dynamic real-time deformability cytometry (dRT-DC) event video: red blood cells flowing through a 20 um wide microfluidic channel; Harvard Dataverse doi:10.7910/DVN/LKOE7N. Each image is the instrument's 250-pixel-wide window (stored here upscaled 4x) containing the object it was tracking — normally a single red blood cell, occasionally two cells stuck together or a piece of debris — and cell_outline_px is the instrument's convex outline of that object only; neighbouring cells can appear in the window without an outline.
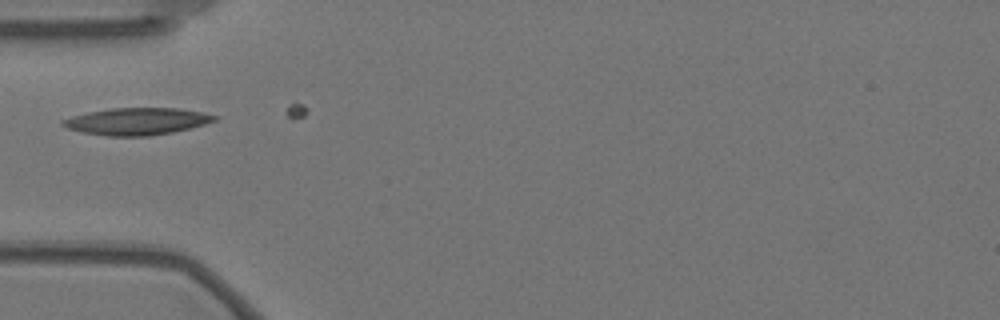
{"species": "Egyptian fruit bat (a non-hibernating species)", "species_latin": "Rousettus aegyptiacus", "temperature_condition": "warm", "stored_images_in_passage": 3, "camera_frame_rate_fps": 3000, "um_per_image_px": 0.085, "animal": {"sex": "female"}, "frame": {"image": 1, "passage_image": 2, "time_ms": 0.333, "image_size_px": [1000, 320], "cell_outline_px": [[220, 116], [216, 120], [204, 124], [172, 132], [148, 136], [108, 136], [84, 132], [68, 128], [60, 124], [60, 120], [72, 116], [88, 112], [112, 108], [180, 108], [204, 112]], "centroid_in_image_um": [11.65, 10.3], "position_along_channel_um": 73.3, "area_um2": 23.87}}